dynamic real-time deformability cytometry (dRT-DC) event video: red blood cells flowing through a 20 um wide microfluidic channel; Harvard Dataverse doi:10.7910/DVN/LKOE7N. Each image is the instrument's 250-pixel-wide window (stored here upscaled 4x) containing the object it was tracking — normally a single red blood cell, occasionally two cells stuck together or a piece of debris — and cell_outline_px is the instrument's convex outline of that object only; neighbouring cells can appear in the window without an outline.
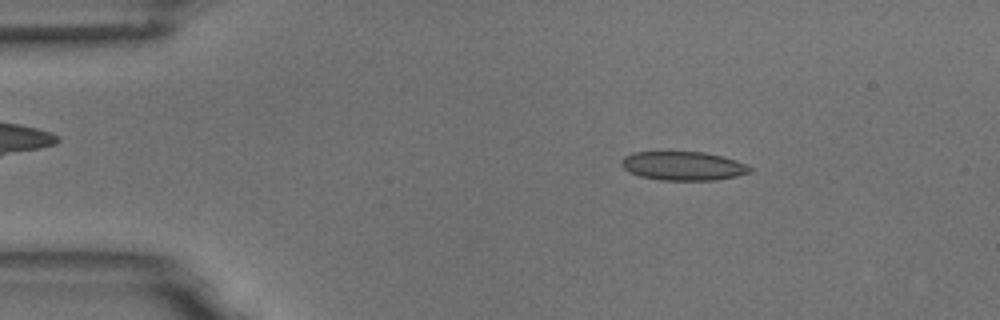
{"species": "common noctule bat (a hibernating species)", "species_latin": "Nyctalus noctula", "temperature_condition": "room temperature", "stored_images_in_passage": 3, "camera_frame_rate_fps": 3000, "um_per_image_px": 0.085, "animal": {"sex": "male", "body_mass_g": 18.8}, "frame": {"image": 1, "passage_image": 1, "time_ms": 0.0, "image_size_px": [1000, 320], "cell_outline_px": [[752, 172], [736, 176], [716, 180], [660, 180], [640, 176], [628, 172], [620, 164], [620, 160], [624, 156], [632, 152], [704, 152], [736, 160], [752, 168]], "centroid_in_image_um": [58.03, 14.1], "position_along_channel_um": 27.0, "area_um2": 21.62}}
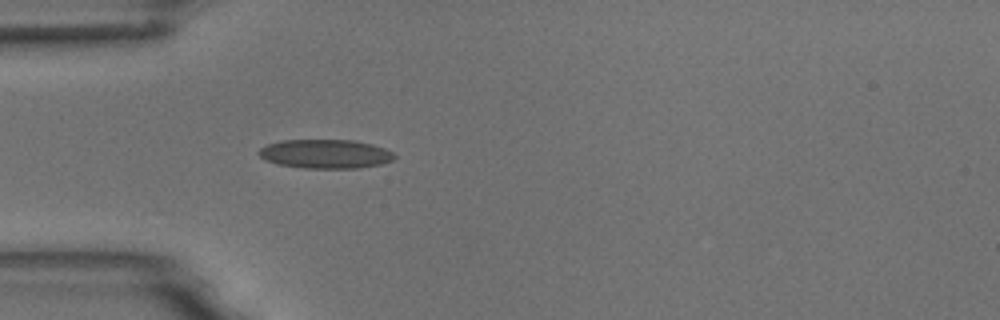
{"frame": {"image": 2, "passage_image": 3, "time_ms": 2.333, "image_size_px": [1000, 320], "cell_outline_px": [[396, 156], [392, 160], [380, 164], [356, 168], [304, 168], [280, 164], [268, 160], [260, 156], [256, 152], [260, 148], [268, 144], [280, 140], [352, 140], [372, 144], [384, 148], [392, 152]], "centroid_in_image_um": [27.66, 13.07], "position_along_channel_um": 57.3, "area_um2": 22.72}}